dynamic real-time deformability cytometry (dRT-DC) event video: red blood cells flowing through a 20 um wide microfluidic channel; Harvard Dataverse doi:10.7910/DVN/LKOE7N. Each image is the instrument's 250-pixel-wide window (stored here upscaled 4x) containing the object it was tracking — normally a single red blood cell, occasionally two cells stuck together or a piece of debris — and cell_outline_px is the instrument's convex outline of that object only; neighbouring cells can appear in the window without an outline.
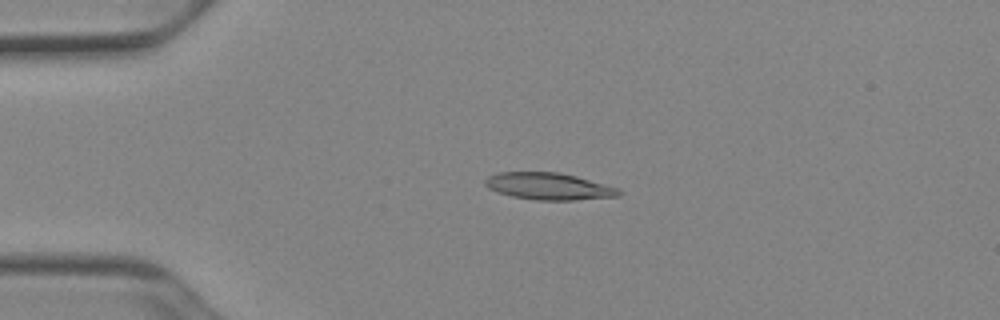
{"species": "Egyptian fruit bat (a non-hibernating species)", "species_latin": "Rousettus aegyptiacus", "temperature_condition": "cold", "stored_images_in_passage": 50, "camera_frame_rate_fps": 3000, "um_per_image_px": 0.085, "animal": {"sex": "female"}, "frame": {"image": 1, "passage_image": 11, "time_ms": 3.333, "image_size_px": [1000, 320], "cell_outline_px": [[620, 196], [576, 200], [536, 200], [512, 196], [496, 192], [488, 188], [484, 184], [484, 180], [488, 176], [496, 172], [560, 172], [576, 176], [620, 188]], "centroid_in_image_um": [46.63, 15.83], "position_along_channel_um": 38.4, "area_um2": 21.15}}
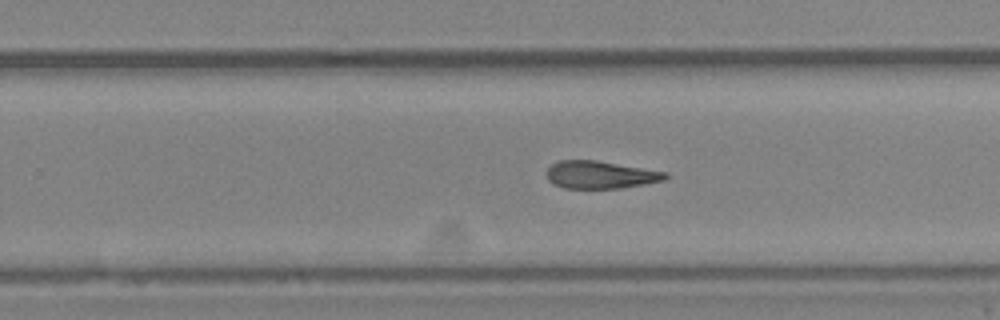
{"frame": {"image": 2, "passage_image": 32, "time_ms": 10.333, "image_size_px": [1000, 320], "cell_outline_px": [[668, 176], [664, 180], [644, 184], [620, 188], [564, 188], [552, 184], [548, 180], [548, 168], [552, 164], [560, 160], [596, 160], [668, 172]], "centroid_in_image_um": [51.03, 14.85], "position_along_channel_um": 278.8, "area_um2": 19.02}}
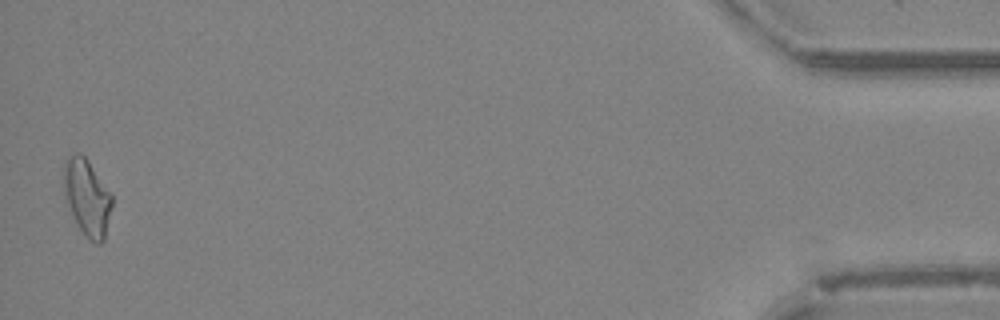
{"frame": {"image": 3, "passage_image": 50, "time_ms": 16.333, "image_size_px": [1000, 320], "cell_outline_px": [[112, 204], [104, 240], [100, 244], [96, 244], [80, 228], [64, 200], [64, 164], [68, 156], [76, 152], [80, 152], [88, 160], [112, 196]], "centroid_in_image_um": [7.38, 16.75], "position_along_channel_um": 427.8, "area_um2": 21.1}, "authors_computed_cell_mechanics": {"area_um2": 19.9988, "velocity_mm_per_s": 3.9351, "shape_relaxation_time_tau1_ms": null, "shape_relaxation_time_tau2_ms": 3.3431, "deformation_change_tau1": null, "deformation_change_tau2": 0.1172}}